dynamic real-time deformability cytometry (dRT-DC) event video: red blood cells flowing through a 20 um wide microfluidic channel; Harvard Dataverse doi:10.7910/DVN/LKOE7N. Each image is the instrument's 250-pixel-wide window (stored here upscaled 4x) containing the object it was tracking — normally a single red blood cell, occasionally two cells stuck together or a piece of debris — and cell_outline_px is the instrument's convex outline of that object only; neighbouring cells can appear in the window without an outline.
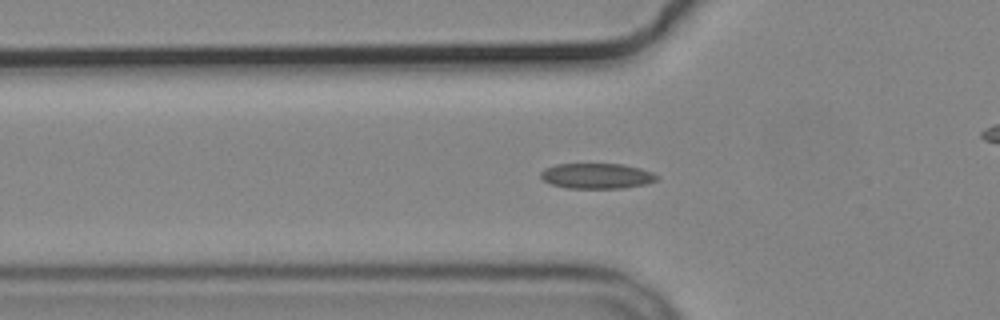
{"species": "common noctule bat (a hibernating species)", "species_latin": "Nyctalus noctula", "temperature_condition": "cold", "stored_images_in_passage": 56, "camera_frame_rate_fps": 3000, "um_per_image_px": 0.085, "animal": {"sex": "male", "body_mass_g": 19.2, "forearm_length_mm": 51.8}, "frame": {"image": 1, "passage_image": 18, "time_ms": 5.667, "image_size_px": [1000, 320], "cell_outline_px": [[660, 176], [656, 180], [648, 184], [624, 188], [568, 188], [552, 184], [544, 180], [540, 176], [540, 172], [544, 168], [556, 164], [620, 164], [640, 168], [652, 172]], "centroid_in_image_um": [50.75, 14.95], "position_along_channel_um": 75.1, "area_um2": 17.22}}
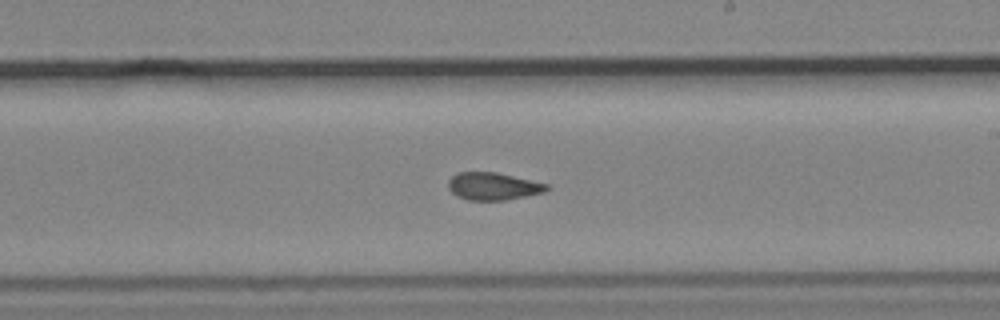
{"frame": {"image": 2, "passage_image": 32, "time_ms": 10.333, "image_size_px": [1000, 320], "cell_outline_px": [[552, 188], [544, 192], [504, 200], [468, 200], [452, 192], [448, 188], [448, 180], [456, 172], [496, 172], [548, 184]], "centroid_in_image_um": [41.92, 15.82], "position_along_channel_um": 247.1, "area_um2": 15.66}}
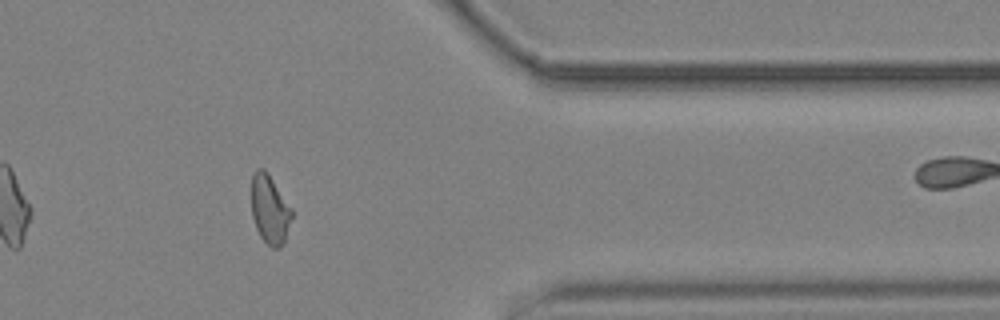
{"frame": {"image": 3, "passage_image": 45, "time_ms": 14.667, "image_size_px": [1000, 320], "cell_outline_px": [[292, 216], [284, 240], [280, 248], [272, 248], [260, 236], [256, 228], [252, 216], [252, 176], [256, 168], [264, 168], [292, 208]], "centroid_in_image_um": [22.92, 17.79], "position_along_channel_um": 388.5, "area_um2": 15.95}, "authors_computed_cell_mechanics": {"area_um2": 16.3863, "velocity_mm_per_s": 3.6732, "shape_relaxation_time_tau1_ms": 8.2409, "shape_relaxation_time_tau2_ms": 1.9736, "deformation_change_tau1": 0.1766, "deformation_change_tau2": 0.0852}}